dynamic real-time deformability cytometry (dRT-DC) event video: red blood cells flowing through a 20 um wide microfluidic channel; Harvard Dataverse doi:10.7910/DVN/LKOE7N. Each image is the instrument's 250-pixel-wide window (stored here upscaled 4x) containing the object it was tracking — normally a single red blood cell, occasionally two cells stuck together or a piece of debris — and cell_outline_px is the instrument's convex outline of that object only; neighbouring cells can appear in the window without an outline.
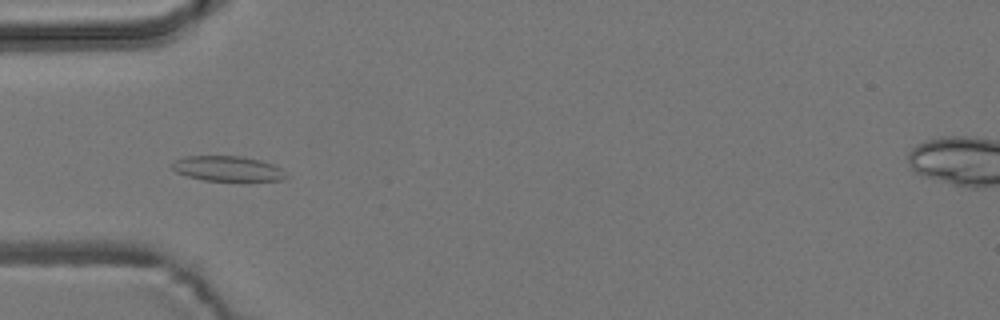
{"species": "common noctule bat (a hibernating species)", "species_latin": "Nyctalus noctula", "temperature_condition": "room temperature", "stored_images_in_passage": 8, "camera_frame_rate_fps": 3000, "um_per_image_px": 0.085, "animal": {"sex": "male", "body_mass_g": 19.2, "forearm_length_mm": 51.8}, "frame": {"image": 1, "passage_image": 6, "time_ms": 5.667, "image_size_px": [1000, 320], "cell_outline_px": [[288, 176], [280, 180], [244, 184], [204, 180], [188, 176], [176, 172], [172, 168], [172, 160], [184, 156], [240, 156], [260, 160], [272, 164], [280, 168]], "centroid_in_image_um": [19.38, 14.38], "position_along_channel_um": 65.6, "area_um2": 17.57}}
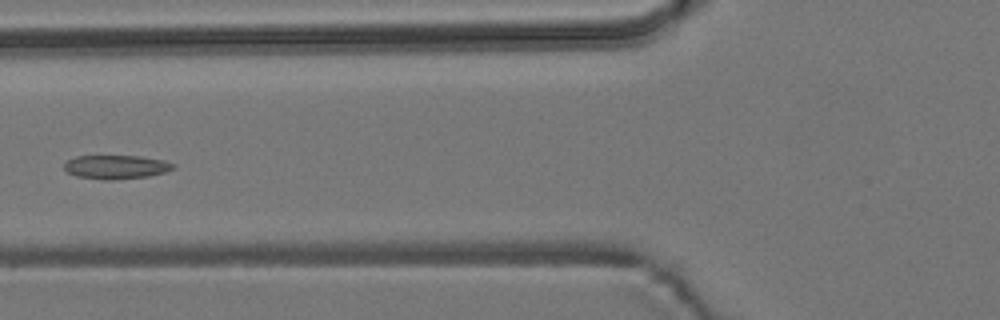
{"frame": {"image": 2, "passage_image": 7, "time_ms": 7.0, "image_size_px": [1000, 320], "cell_outline_px": [[176, 168], [164, 172], [148, 176], [112, 180], [104, 180], [76, 176], [68, 172], [64, 168], [64, 164], [68, 160], [76, 156], [140, 156], [164, 160], [172, 164]], "centroid_in_image_um": [9.86, 14.19], "position_along_channel_um": 115.9, "area_um2": 15.03}}
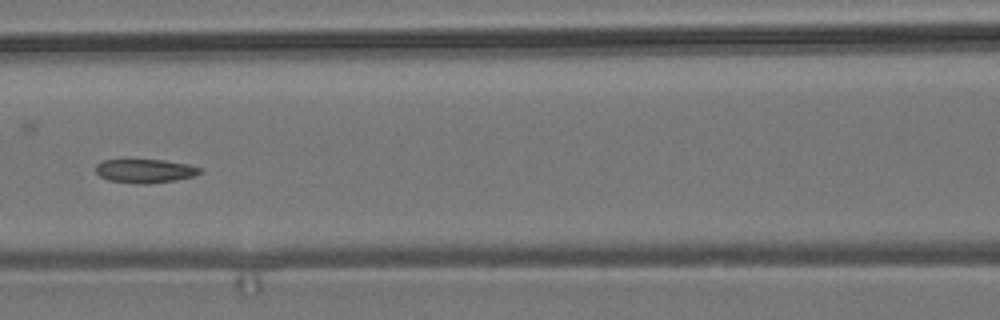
{"frame": {"image": 3, "passage_image": 8, "time_ms": 8.0, "image_size_px": [1000, 320], "cell_outline_px": [[204, 172], [196, 176], [176, 180], [148, 184], [140, 184], [108, 180], [100, 176], [96, 172], [96, 164], [104, 160], [124, 156], [164, 160], [188, 164], [204, 168]], "centroid_in_image_um": [12.33, 14.47], "position_along_channel_um": 154.3, "area_um2": 15.49}}